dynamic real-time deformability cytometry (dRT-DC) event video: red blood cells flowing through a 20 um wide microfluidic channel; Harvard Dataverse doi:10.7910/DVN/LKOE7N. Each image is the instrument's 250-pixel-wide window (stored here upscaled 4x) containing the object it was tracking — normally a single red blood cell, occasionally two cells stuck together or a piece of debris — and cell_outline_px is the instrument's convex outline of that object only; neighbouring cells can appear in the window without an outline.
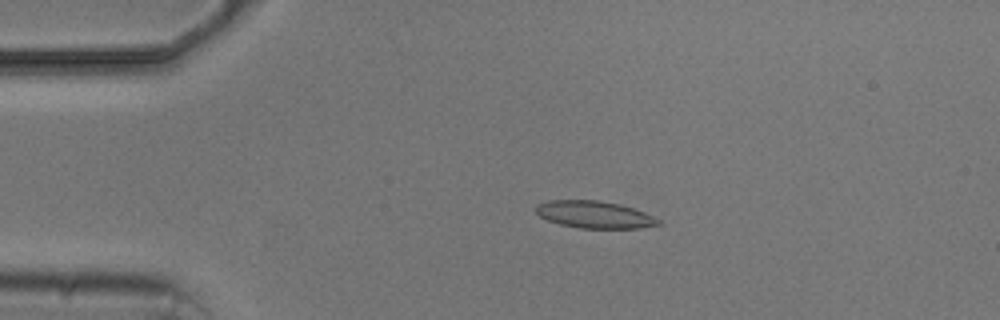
{"species": "common noctule bat (a hibernating species)", "species_latin": "Nyctalus noctula", "temperature_condition": "cold", "stored_images_in_passage": 5, "camera_frame_rate_fps": 3000, "um_per_image_px": 0.085, "animal": {"sex": "male", "body_mass_g": 20.5, "forearm_length_mm": 52.5}, "frame": {"image": 1, "passage_image": 4, "time_ms": 3.333, "image_size_px": [1000, 320], "cell_outline_px": [[660, 224], [640, 228], [580, 228], [560, 224], [548, 220], [540, 216], [536, 212], [536, 204], [548, 200], [600, 200], [620, 204], [644, 212], [660, 220]], "centroid_in_image_um": [50.51, 18.23], "position_along_channel_um": 34.5, "area_um2": 19.31}}